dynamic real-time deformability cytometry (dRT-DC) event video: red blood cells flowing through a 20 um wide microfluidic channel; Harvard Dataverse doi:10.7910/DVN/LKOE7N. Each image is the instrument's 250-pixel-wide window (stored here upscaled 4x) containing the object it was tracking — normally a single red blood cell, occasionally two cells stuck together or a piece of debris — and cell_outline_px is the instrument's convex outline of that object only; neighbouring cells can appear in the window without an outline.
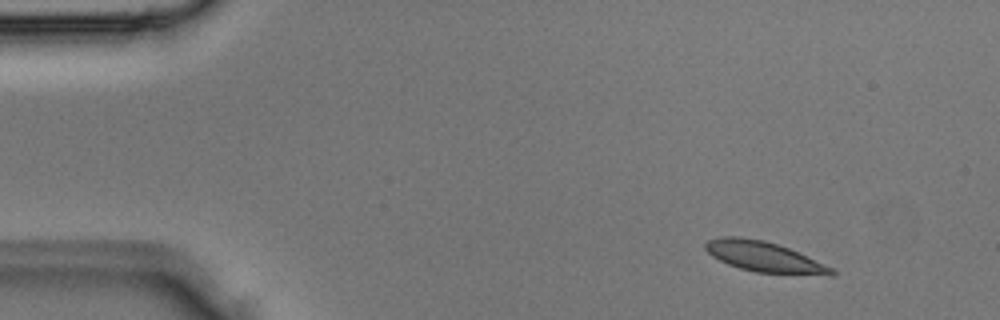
{"species": "Egyptian fruit bat (a non-hibernating species)", "species_latin": "Rousettus aegyptiacus", "temperature_condition": "room temperature", "stored_images_in_passage": 4, "segment_of_instrument_passage": [1, 2], "camera_frame_rate_fps": 3000, "um_per_image_px": 0.085, "animal": {"sex": "male"}, "frame": {"image": 1, "passage_image": 1, "time_ms": 0.0, "image_size_px": [1000, 320], "cell_outline_px": [[836, 276], [832, 276], [756, 272], [740, 268], [728, 264], [712, 256], [704, 248], [704, 244], [708, 240], [720, 236], [740, 236], [764, 240], [788, 248], [832, 268], [836, 272]], "centroid_in_image_um": [64.93, 21.82], "position_along_channel_um": 20.1, "area_um2": 22.2}}
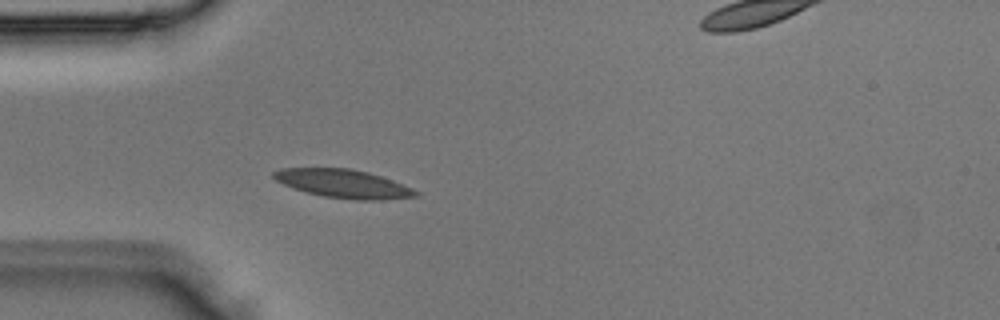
{"frame": {"image": 2, "passage_image": 3, "time_ms": 0.667, "image_size_px": [1000, 320], "cell_outline_px": [[420, 196], [384, 200], [356, 200], [324, 196], [308, 192], [284, 184], [276, 180], [272, 176], [272, 172], [280, 168], [352, 168], [368, 172], [392, 180], [412, 188], [420, 192]], "centroid_in_image_um": [29.23, 15.61], "position_along_channel_um": 55.8, "area_um2": 23.47}}